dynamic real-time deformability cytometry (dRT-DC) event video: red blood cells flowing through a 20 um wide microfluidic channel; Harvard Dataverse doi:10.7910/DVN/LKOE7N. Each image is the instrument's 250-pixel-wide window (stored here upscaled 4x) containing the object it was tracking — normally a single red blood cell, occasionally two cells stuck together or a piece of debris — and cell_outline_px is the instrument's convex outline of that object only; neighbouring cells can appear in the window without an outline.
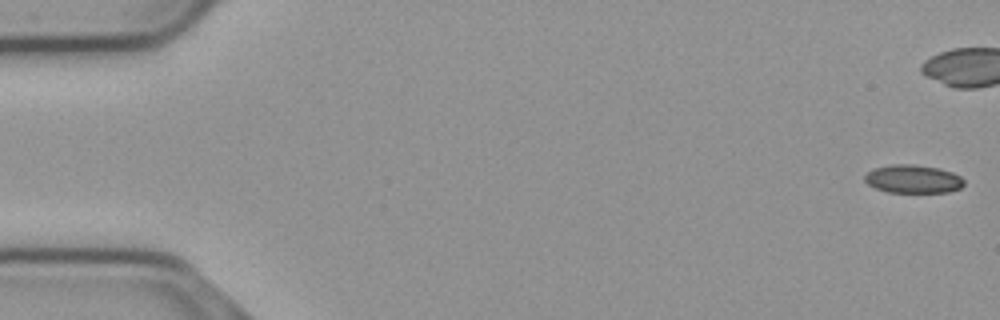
{"species": "common noctule bat (a hibernating species)", "species_latin": "Nyctalus noctula", "temperature_condition": "cold", "stored_images_in_passage": 45, "camera_frame_rate_fps": 3000, "um_per_image_px": 0.085, "animal": {"sex": "male", "body_mass_g": 23.1, "forearm_length_mm": 52.7}, "frame": {"image": 1, "passage_image": 1, "time_ms": 0.0, "image_size_px": [1000, 320], "cell_outline_px": [[964, 184], [960, 188], [948, 192], [888, 192], [876, 188], [868, 184], [864, 180], [864, 176], [868, 172], [876, 168], [892, 164], [916, 164], [940, 168], [952, 172], [960, 176], [964, 180]], "centroid_in_image_um": [77.63, 15.21], "position_along_channel_um": 7.4, "area_um2": 16.36}}
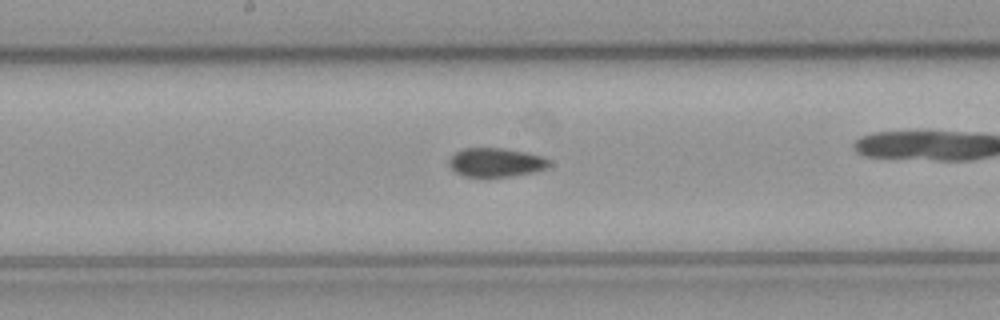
{"frame": {"image": 2, "passage_image": 29, "time_ms": 9.333, "image_size_px": [1000, 320], "cell_outline_px": [[552, 164], [544, 168], [532, 172], [508, 176], [464, 176], [456, 172], [448, 164], [448, 160], [456, 152], [464, 148], [504, 148], [524, 152], [540, 156], [548, 160]], "centroid_in_image_um": [42.11, 13.79], "position_along_channel_um": 206.1, "area_um2": 16.47}}
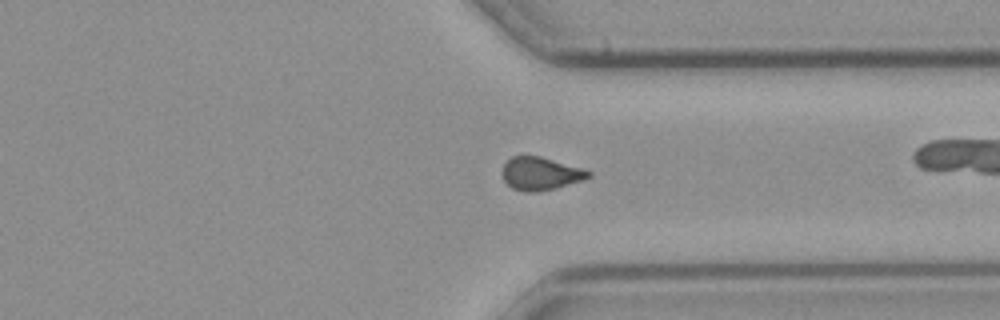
{"frame": {"image": 3, "passage_image": 42, "time_ms": 13.667, "image_size_px": [1000, 320], "cell_outline_px": [[592, 176], [584, 180], [556, 188], [536, 192], [524, 192], [512, 188], [504, 180], [504, 164], [512, 156], [540, 156], [580, 168], [592, 172]], "centroid_in_image_um": [45.97, 14.77], "position_along_channel_um": 365.4, "area_um2": 16.36}, "authors_computed_cell_mechanics": {"area_um2": 16.8776, "velocity_mm_per_s": 3.688, "shape_relaxation_time_tau1_ms": null, "shape_relaxation_time_tau2_ms": 5.7578, "deformation_change_tau1": null, "deformation_change_tau2": 0.1007}}